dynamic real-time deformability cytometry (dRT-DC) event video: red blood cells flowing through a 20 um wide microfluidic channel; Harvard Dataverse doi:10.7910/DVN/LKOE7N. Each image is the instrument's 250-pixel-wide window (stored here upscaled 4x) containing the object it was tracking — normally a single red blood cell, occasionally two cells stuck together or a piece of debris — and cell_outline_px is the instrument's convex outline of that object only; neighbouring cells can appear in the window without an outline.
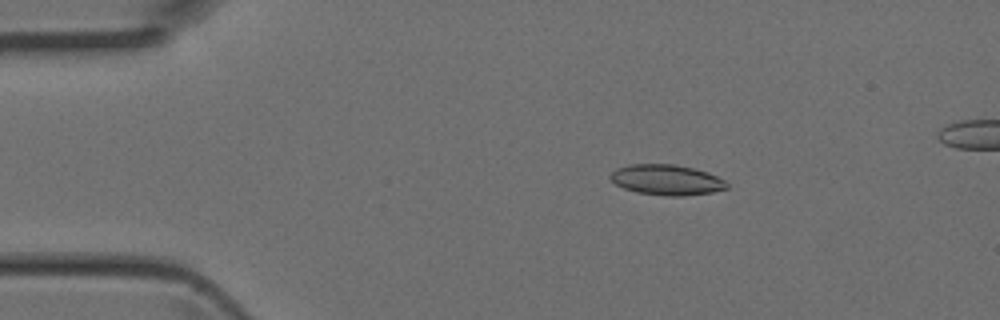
{"species": "Egyptian fruit bat (a non-hibernating species)", "species_latin": "Rousettus aegyptiacus", "temperature_condition": "room temperature", "stored_images_in_passage": 43, "camera_frame_rate_fps": 3000, "um_per_image_px": 0.085, "animal": {"sex": "female"}, "frame": {"image": 1, "passage_image": 7, "time_ms": 2.0, "image_size_px": [1000, 320], "cell_outline_px": [[728, 188], [712, 192], [684, 196], [668, 196], [636, 192], [624, 188], [616, 184], [608, 176], [616, 168], [628, 164], [676, 164], [708, 172], [724, 180], [728, 184]], "centroid_in_image_um": [56.65, 15.28], "position_along_channel_um": 28.3, "area_um2": 20.69}}
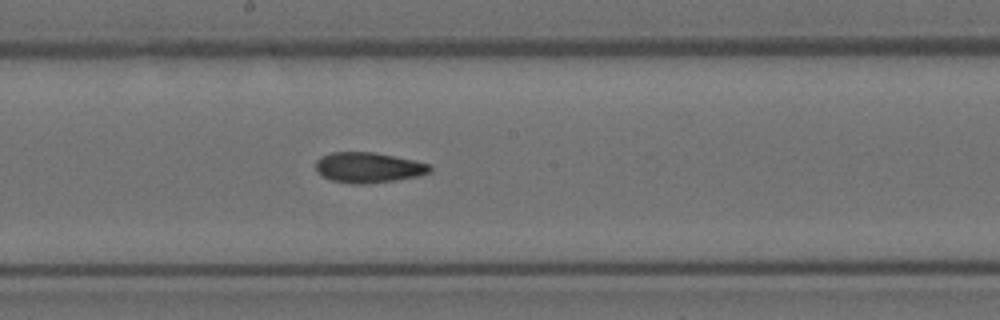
{"frame": {"image": 2, "passage_image": 23, "time_ms": 7.333, "image_size_px": [1000, 320], "cell_outline_px": [[432, 172], [420, 176], [364, 184], [352, 184], [332, 180], [324, 176], [316, 168], [316, 160], [320, 156], [332, 152], [372, 152], [432, 164]], "centroid_in_image_um": [31.34, 14.24], "position_along_channel_um": 216.9, "area_um2": 20.06}}
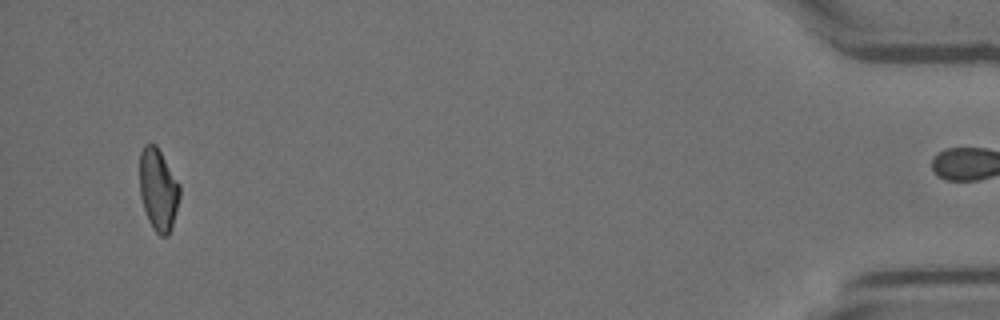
{"frame": {"image": 3, "passage_image": 42, "time_ms": 13.667, "image_size_px": [1000, 320], "cell_outline_px": [[180, 196], [172, 228], [168, 236], [160, 236], [152, 228], [148, 220], [140, 196], [140, 152], [144, 144], [156, 144], [180, 184]], "centroid_in_image_um": [13.46, 16.13], "position_along_channel_um": 421.7, "area_um2": 19.31}}